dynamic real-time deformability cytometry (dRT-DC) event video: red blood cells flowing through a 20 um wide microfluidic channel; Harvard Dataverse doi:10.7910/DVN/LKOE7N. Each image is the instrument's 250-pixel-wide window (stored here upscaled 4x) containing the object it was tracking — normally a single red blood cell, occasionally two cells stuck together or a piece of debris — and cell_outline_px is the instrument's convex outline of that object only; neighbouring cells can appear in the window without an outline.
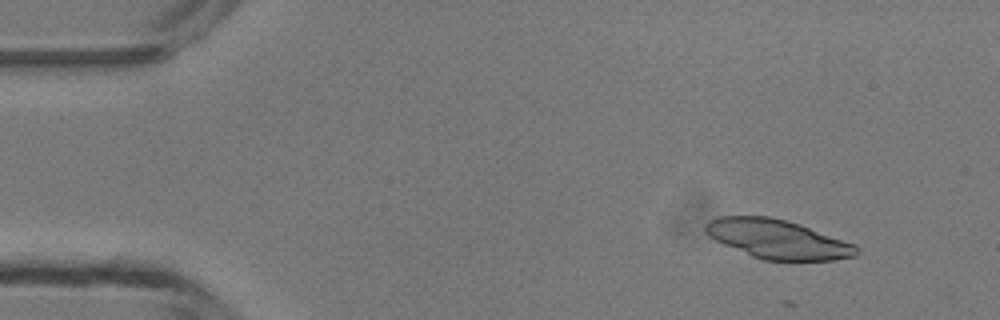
{"species": "common noctule bat (a hibernating species)", "species_latin": "Nyctalus noctula", "temperature_condition": "room temperature", "stored_images_in_passage": 5, "camera_frame_rate_fps": 3000, "um_per_image_px": 0.085, "animal": {"sex": "male", "body_mass_g": 13.3}, "frame": {"image": 1, "passage_image": 2, "time_ms": 1.333, "image_size_px": [1000, 320], "cell_outline_px": [[860, 252], [856, 256], [832, 260], [764, 260], [752, 256], [724, 244], [708, 236], [704, 228], [704, 224], [708, 220], [720, 216], [768, 216], [800, 224], [856, 244], [860, 248]], "centroid_in_image_um": [66.12, 20.32], "position_along_channel_um": 18.9, "area_um2": 34.33}}